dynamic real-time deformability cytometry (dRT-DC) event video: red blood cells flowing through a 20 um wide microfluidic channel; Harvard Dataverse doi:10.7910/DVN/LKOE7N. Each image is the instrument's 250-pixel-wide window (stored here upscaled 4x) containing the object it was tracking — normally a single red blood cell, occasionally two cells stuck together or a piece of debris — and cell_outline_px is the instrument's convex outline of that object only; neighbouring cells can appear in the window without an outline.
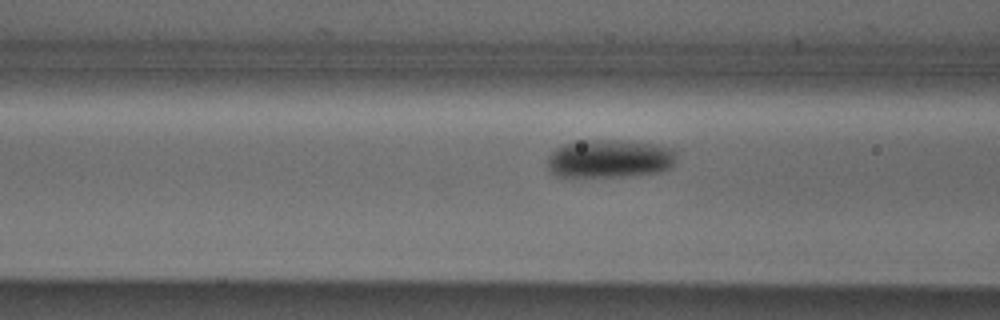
{"species": "Egyptian fruit bat (a non-hibernating species)", "species_latin": "Rousettus aegyptiacus", "temperature_condition": "cold", "stored_images_in_passage": 32, "camera_frame_rate_fps": 3000, "um_per_image_px": 0.085, "animal": {"sex": "male"}, "frame": {"image": 1, "passage_image": 9, "time_ms": 2.667, "image_size_px": [1000, 320], "cell_outline_px": [[676, 152], [672, 164], [668, 168], [660, 172], [620, 176], [572, 180], [552, 176], [548, 168], [548, 156], [556, 148], [564, 144], [580, 140], [620, 140], [652, 144], [672, 148]], "centroid_in_image_um": [51.69, 13.53], "position_along_channel_um": 114.9, "area_um2": 29.54}}
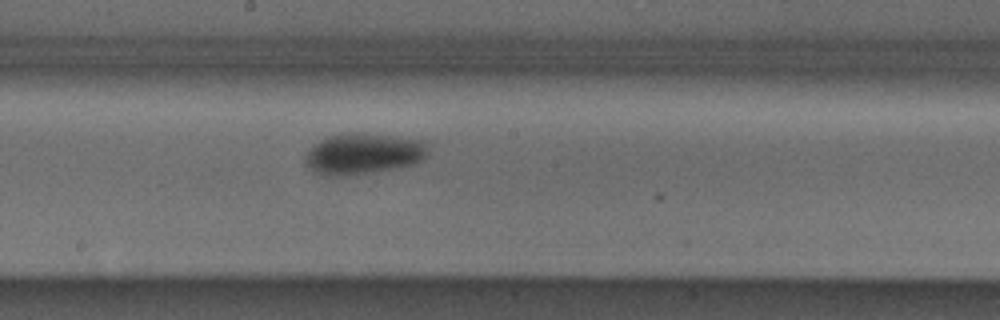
{"frame": {"image": 2, "passage_image": 17, "time_ms": 5.333, "image_size_px": [1000, 320], "cell_outline_px": [[428, 156], [424, 160], [416, 164], [400, 168], [344, 176], [324, 176], [308, 168], [304, 164], [304, 156], [320, 140], [328, 136], [348, 132], [364, 132], [396, 136], [420, 140], [428, 148]], "centroid_in_image_um": [30.89, 13.07], "position_along_channel_um": 217.3, "area_um2": 29.88}}
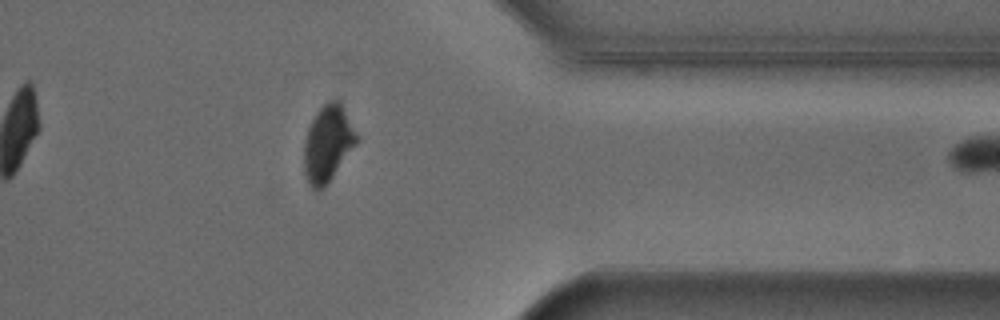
{"frame": {"image": 3, "passage_image": 31, "time_ms": 10.0, "image_size_px": [1000, 320], "cell_outline_px": [[360, 140], [324, 188], [316, 192], [308, 184], [304, 176], [304, 140], [308, 128], [316, 112], [328, 100], [340, 100], [360, 136]], "centroid_in_image_um": [27.88, 12.21], "position_along_channel_um": 383.5, "area_um2": 23.99}}